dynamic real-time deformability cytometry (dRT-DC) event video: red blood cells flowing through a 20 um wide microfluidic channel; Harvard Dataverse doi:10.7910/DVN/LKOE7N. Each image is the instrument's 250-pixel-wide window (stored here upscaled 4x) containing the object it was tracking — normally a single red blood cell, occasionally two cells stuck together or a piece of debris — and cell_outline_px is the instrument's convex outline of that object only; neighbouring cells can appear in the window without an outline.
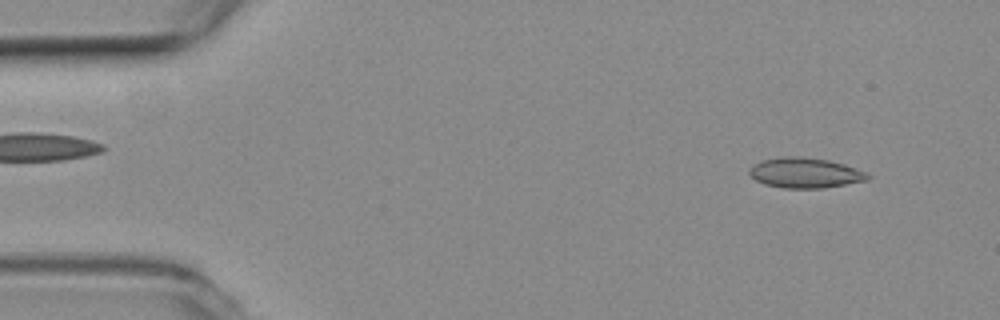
{"species": "common noctule bat (a hibernating species)", "species_latin": "Nyctalus noctula", "temperature_condition": "room temperature", "stored_images_in_passage": 3, "camera_frame_rate_fps": 3000, "um_per_image_px": 0.085, "animal": {"sex": "female", "body_mass_g": 19.3, "forearm_length_mm": 54.1}, "frame": {"image": 1, "passage_image": 1, "time_ms": 0.0, "image_size_px": [1000, 320], "cell_outline_px": [[872, 176], [868, 180], [824, 188], [784, 188], [764, 184], [756, 180], [748, 172], [748, 168], [752, 164], [764, 160], [780, 156], [800, 156], [828, 160], [844, 164], [868, 172]], "centroid_in_image_um": [68.44, 14.69], "position_along_channel_um": 16.6, "area_um2": 21.04}}
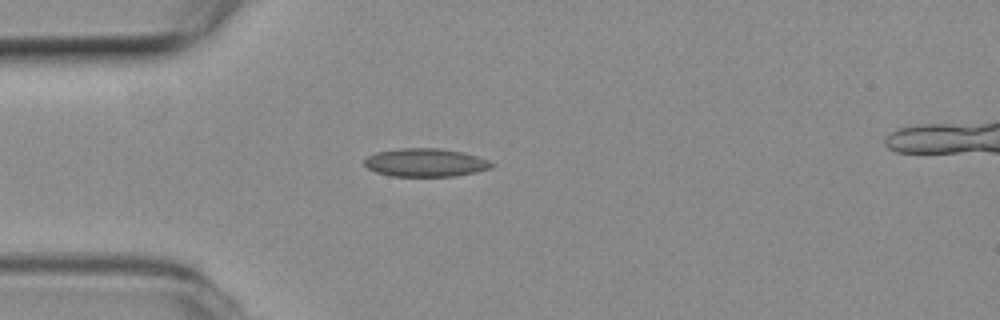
{"frame": {"image": 2, "passage_image": 3, "time_ms": 0.667, "image_size_px": [1000, 320], "cell_outline_px": [[492, 168], [476, 172], [456, 176], [392, 176], [376, 172], [368, 168], [364, 164], [364, 160], [368, 156], [376, 152], [400, 148], [440, 148], [464, 152], [488, 160], [492, 164]], "centroid_in_image_um": [36.16, 13.81], "position_along_channel_um": 48.8, "area_um2": 20.92}}